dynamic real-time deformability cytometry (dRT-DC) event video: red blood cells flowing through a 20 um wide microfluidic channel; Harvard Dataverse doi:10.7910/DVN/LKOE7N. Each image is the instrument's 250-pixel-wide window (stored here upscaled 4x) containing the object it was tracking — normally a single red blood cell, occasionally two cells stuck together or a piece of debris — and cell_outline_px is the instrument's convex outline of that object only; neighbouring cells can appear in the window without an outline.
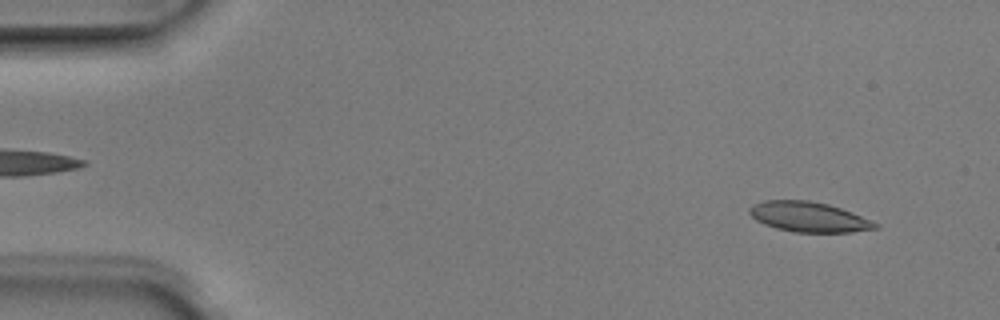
{"species": "Egyptian fruit bat (a non-hibernating species)", "species_latin": "Rousettus aegyptiacus", "temperature_condition": "room temperature", "stored_images_in_passage": 4, "camera_frame_rate_fps": 3000, "um_per_image_px": 0.085, "animal": {"sex": "male"}, "frame": {"image": 1, "passage_image": 1, "time_ms": 0.0, "image_size_px": [1000, 320], "cell_outline_px": [[880, 228], [852, 232], [792, 232], [776, 228], [764, 224], [756, 220], [748, 212], [748, 208], [752, 204], [764, 200], [808, 200], [828, 204], [852, 212], [880, 224]], "centroid_in_image_um": [68.74, 18.44], "position_along_channel_um": 16.3, "area_um2": 22.2}}
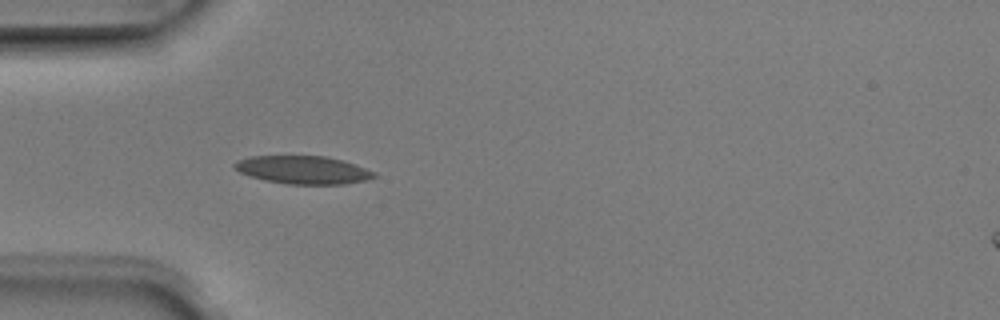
{"frame": {"image": 2, "passage_image": 4, "time_ms": 1.0, "image_size_px": [1000, 320], "cell_outline_px": [[376, 176], [364, 180], [344, 184], [288, 184], [264, 180], [240, 172], [232, 164], [236, 160], [248, 156], [324, 156], [344, 160], [376, 172]], "centroid_in_image_um": [25.75, 14.43], "position_along_channel_um": 59.3, "area_um2": 22.72}}